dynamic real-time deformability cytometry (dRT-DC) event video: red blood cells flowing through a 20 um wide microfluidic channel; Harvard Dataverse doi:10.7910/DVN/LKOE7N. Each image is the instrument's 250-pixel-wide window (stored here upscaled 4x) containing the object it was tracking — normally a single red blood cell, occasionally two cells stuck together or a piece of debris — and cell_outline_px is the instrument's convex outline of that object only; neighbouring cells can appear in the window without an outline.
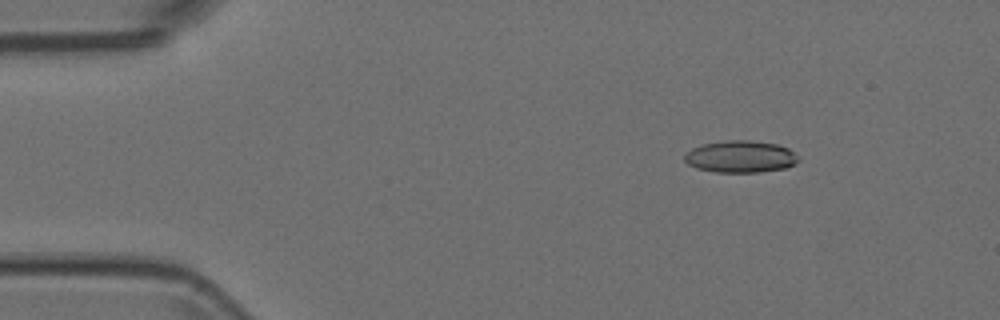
{"species": "Egyptian fruit bat (a non-hibernating species)", "species_latin": "Rousettus aegyptiacus", "temperature_condition": "room temperature", "stored_images_in_passage": 53, "camera_frame_rate_fps": 3000, "um_per_image_px": 0.085, "animal": {"sex": "female"}, "frame": {"image": 1, "passage_image": 7, "time_ms": 2.0, "image_size_px": [1000, 320], "cell_outline_px": [[800, 160], [784, 168], [760, 172], [716, 172], [696, 168], [688, 164], [684, 160], [684, 156], [692, 148], [704, 144], [724, 140], [748, 140], [776, 144], [788, 148]], "centroid_in_image_um": [62.91, 13.31], "position_along_channel_um": 22.1, "area_um2": 20.98}}
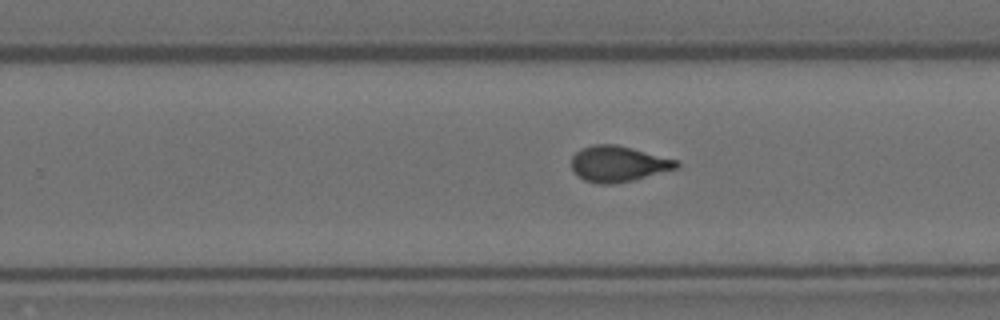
{"frame": {"image": 2, "passage_image": 33, "time_ms": 10.667, "image_size_px": [1000, 320], "cell_outline_px": [[680, 168], [632, 180], [612, 184], [600, 184], [584, 180], [572, 168], [572, 156], [580, 148], [592, 144], [616, 144], [680, 160]], "centroid_in_image_um": [52.59, 13.91], "position_along_channel_um": 277.2, "area_um2": 22.02}}
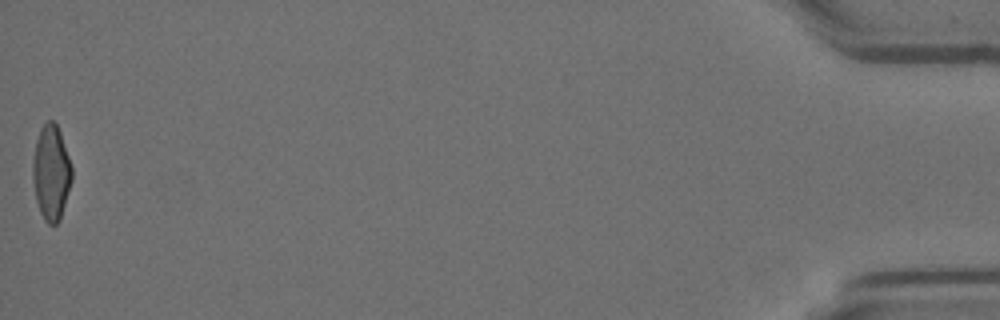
{"frame": {"image": 3, "passage_image": 53, "time_ms": 17.333, "image_size_px": [1000, 320], "cell_outline_px": [[72, 180], [60, 220], [56, 224], [48, 224], [44, 220], [40, 212], [36, 200], [32, 176], [32, 164], [36, 140], [40, 128], [48, 120], [52, 120], [56, 124], [60, 132], [72, 168]], "centroid_in_image_um": [4.34, 14.68], "position_along_channel_um": 430.9, "area_um2": 21.62}}